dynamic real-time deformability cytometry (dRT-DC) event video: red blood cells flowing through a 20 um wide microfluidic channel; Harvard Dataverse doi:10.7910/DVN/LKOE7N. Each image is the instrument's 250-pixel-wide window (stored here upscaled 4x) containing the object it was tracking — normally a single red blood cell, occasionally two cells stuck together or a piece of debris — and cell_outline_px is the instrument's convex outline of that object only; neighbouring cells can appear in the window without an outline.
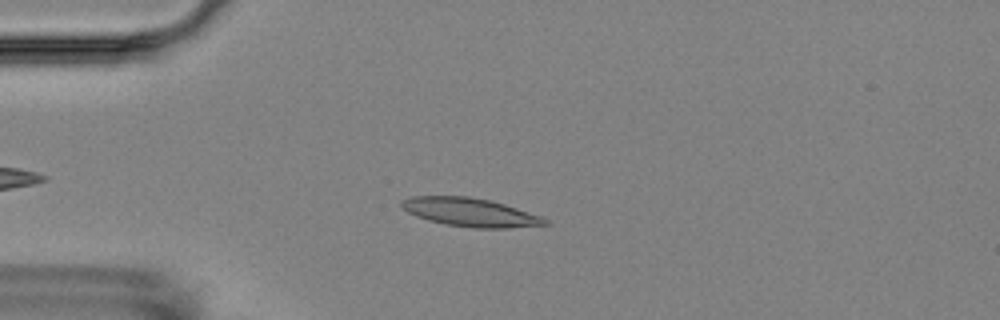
{"species": "Egyptian fruit bat (a non-hibernating species)", "species_latin": "Rousettus aegyptiacus", "temperature_condition": "room temperature", "stored_images_in_passage": 4, "camera_frame_rate_fps": 3000, "um_per_image_px": 0.085, "animal": {"sex": "female"}, "frame": {"image": 1, "passage_image": 2, "time_ms": 2.0, "image_size_px": [1000, 320], "cell_outline_px": [[552, 224], [508, 228], [472, 228], [444, 224], [428, 220], [416, 216], [408, 212], [400, 204], [400, 200], [412, 196], [468, 196], [492, 200], [540, 216], [548, 220]], "centroid_in_image_um": [39.96, 18.04], "position_along_channel_um": 45.0, "area_um2": 23.87}}